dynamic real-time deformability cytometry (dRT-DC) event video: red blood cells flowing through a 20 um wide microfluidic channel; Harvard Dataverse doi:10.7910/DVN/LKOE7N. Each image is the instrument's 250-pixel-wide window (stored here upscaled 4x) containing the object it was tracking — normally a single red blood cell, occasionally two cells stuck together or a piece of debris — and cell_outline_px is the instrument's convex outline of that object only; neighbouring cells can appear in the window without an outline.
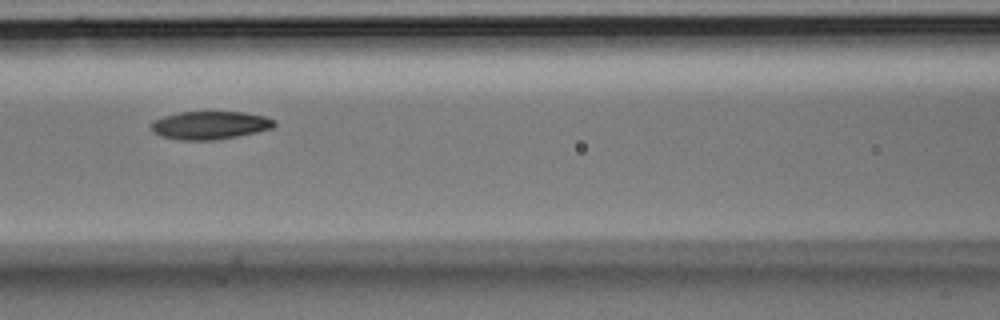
{"species": "Egyptian fruit bat (a non-hibernating species)", "species_latin": "Rousettus aegyptiacus", "temperature_condition": "room temperature", "stored_images_in_passage": 7, "camera_frame_rate_fps": 3000, "um_per_image_px": 0.085, "animal": {"sex": "male"}, "frame": {"image": 1, "passage_image": 6, "time_ms": 1.667, "image_size_px": [1000, 320], "cell_outline_px": [[276, 124], [272, 128], [240, 136], [216, 140], [180, 140], [160, 136], [152, 132], [148, 124], [152, 120], [164, 116], [180, 112], [244, 112], [264, 116], [276, 120]], "centroid_in_image_um": [17.81, 10.65], "position_along_channel_um": 148.8, "area_um2": 20.46}}
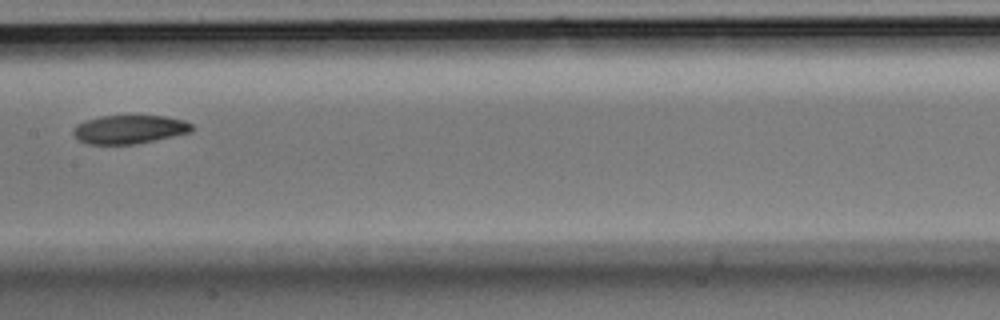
{"frame": {"image": 2, "passage_image": 7, "time_ms": 2.0, "image_size_px": [1000, 320], "cell_outline_px": [[192, 132], [136, 144], [88, 144], [80, 140], [72, 132], [72, 128], [76, 124], [100, 116], [164, 116], [184, 120], [192, 124]], "centroid_in_image_um": [11.0, 11.0], "position_along_channel_um": 196.4, "area_um2": 19.65}}